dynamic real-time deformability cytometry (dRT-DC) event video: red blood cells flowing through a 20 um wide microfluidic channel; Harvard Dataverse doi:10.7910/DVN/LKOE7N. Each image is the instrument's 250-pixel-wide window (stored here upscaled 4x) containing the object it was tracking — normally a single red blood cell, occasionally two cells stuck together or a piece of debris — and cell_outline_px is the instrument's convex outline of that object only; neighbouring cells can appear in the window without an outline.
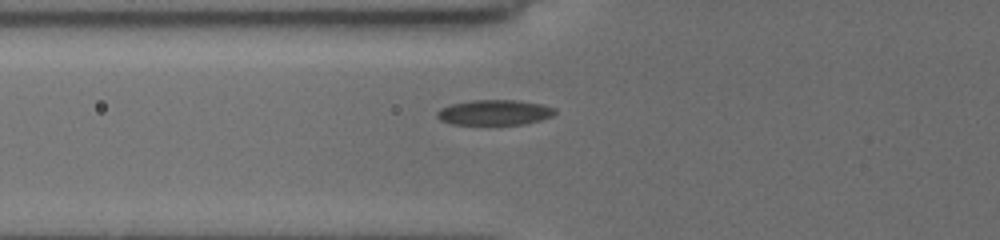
{"species": "common noctule bat (a hibernating species)", "species_latin": "Nyctalus noctula", "temperature_condition": "cold", "stored_images_in_passage": 34, "camera_frame_rate_fps": 3000, "um_per_image_px": 0.085, "animal": {"sex": "female", "body_mass_g": 19.5, "forearm_length_mm": 54.1}, "frame": {"image": 1, "passage_image": 2, "time_ms": 0.333, "image_size_px": [1000, 240], "cell_outline_px": [[556, 112], [552, 116], [540, 120], [524, 124], [452, 124], [440, 120], [436, 116], [436, 112], [440, 108], [452, 104], [472, 100], [516, 100], [540, 104], [556, 108]], "centroid_in_image_um": [42.02, 9.55], "position_along_channel_um": 83.8, "area_um2": 17.28}}
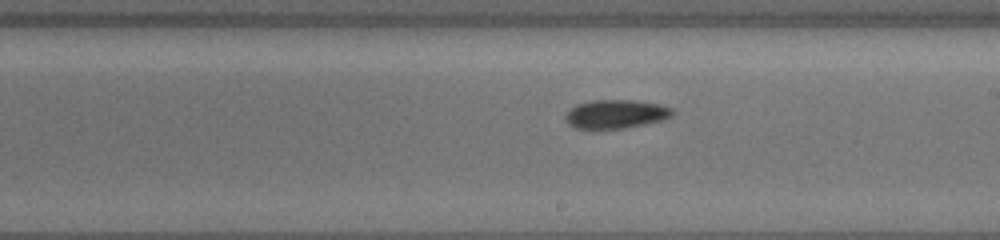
{"frame": {"image": 2, "passage_image": 14, "time_ms": 4.333, "image_size_px": [1000, 240], "cell_outline_px": [[676, 112], [672, 116], [664, 120], [624, 128], [576, 128], [568, 124], [564, 120], [564, 116], [576, 104], [592, 100], [636, 100], [660, 104], [672, 108]], "centroid_in_image_um": [52.38, 9.68], "position_along_channel_um": 236.6, "area_um2": 17.98}}
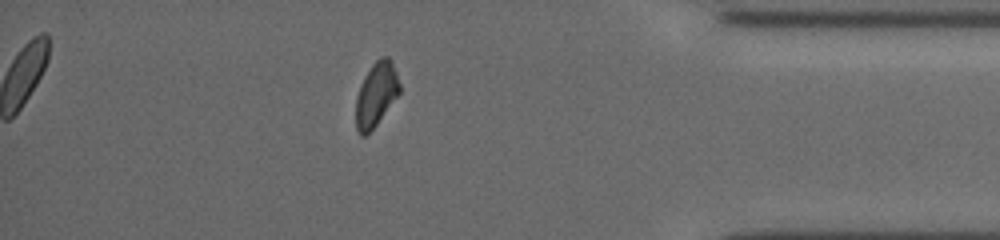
{"frame": {"image": 3, "passage_image": 29, "time_ms": 9.333, "image_size_px": [1000, 240], "cell_outline_px": [[400, 92], [376, 124], [364, 136], [360, 136], [356, 128], [356, 96], [360, 84], [364, 76], [372, 64], [380, 56], [388, 56], [396, 72], [400, 84]], "centroid_in_image_um": [31.95, 8.0], "position_along_channel_um": 403.2, "area_um2": 16.13}}